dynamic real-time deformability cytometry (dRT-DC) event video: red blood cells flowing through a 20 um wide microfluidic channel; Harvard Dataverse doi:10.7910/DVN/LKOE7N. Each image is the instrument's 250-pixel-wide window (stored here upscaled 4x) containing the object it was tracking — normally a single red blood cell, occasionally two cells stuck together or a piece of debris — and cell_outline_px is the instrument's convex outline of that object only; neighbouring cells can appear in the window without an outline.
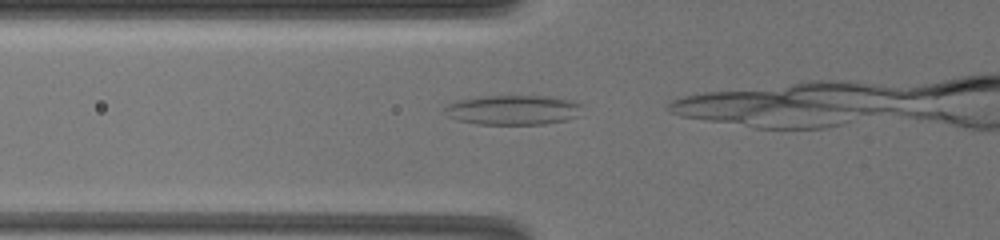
{"species": "common noctule bat (a hibernating species)", "species_latin": "Nyctalus noctula", "temperature_condition": "warm", "stored_images_in_passage": 8, "camera_frame_rate_fps": 3000, "um_per_image_px": 0.085, "animal": {"sex": "female", "body_mass_g": 19.5, "forearm_length_mm": 54.1}, "frame": {"image": 1, "passage_image": 2, "time_ms": 0.333, "image_size_px": [1000, 240], "cell_outline_px": [[580, 116], [564, 120], [544, 124], [476, 124], [456, 120], [448, 116], [444, 108], [448, 104], [456, 100], [480, 96], [544, 96], [568, 100], [580, 104]], "centroid_in_image_um": [43.56, 9.35], "position_along_channel_um": 82.2, "area_um2": 23.7}}
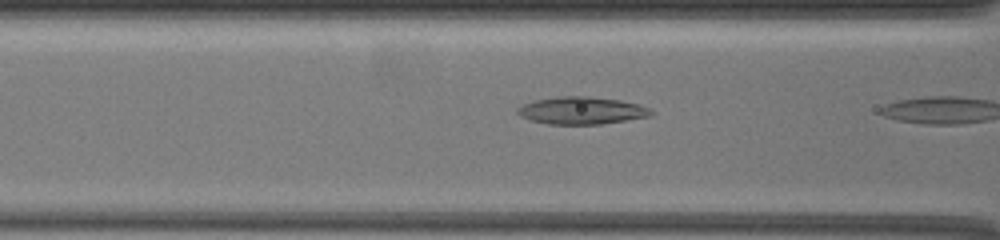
{"frame": {"image": 2, "passage_image": 4, "time_ms": 1.333, "image_size_px": [1000, 240], "cell_outline_px": [[656, 112], [652, 116], [600, 124], [548, 124], [528, 120], [520, 116], [516, 112], [516, 108], [524, 104], [536, 100], [560, 96], [588, 96], [620, 100], [640, 104]], "centroid_in_image_um": [49.45, 9.4], "position_along_channel_um": 117.2, "area_um2": 21.44}}
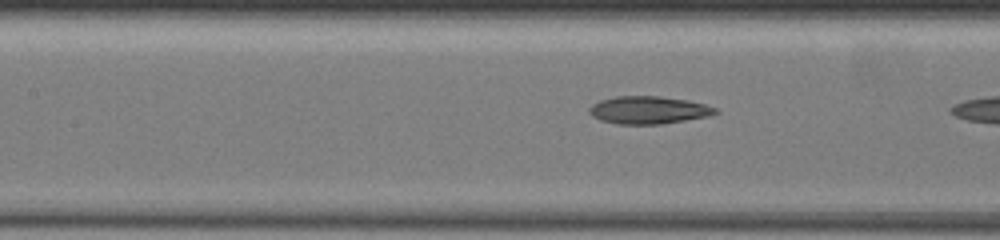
{"frame": {"image": 3, "passage_image": 7, "time_ms": 2.333, "image_size_px": [1000, 240], "cell_outline_px": [[720, 112], [708, 116], [660, 124], [616, 124], [600, 120], [592, 116], [588, 112], [588, 108], [592, 104], [600, 100], [616, 96], [660, 96], [688, 100], [704, 104], [716, 108]], "centroid_in_image_um": [55.09, 9.35], "position_along_channel_um": 152.3, "area_um2": 20.35}}